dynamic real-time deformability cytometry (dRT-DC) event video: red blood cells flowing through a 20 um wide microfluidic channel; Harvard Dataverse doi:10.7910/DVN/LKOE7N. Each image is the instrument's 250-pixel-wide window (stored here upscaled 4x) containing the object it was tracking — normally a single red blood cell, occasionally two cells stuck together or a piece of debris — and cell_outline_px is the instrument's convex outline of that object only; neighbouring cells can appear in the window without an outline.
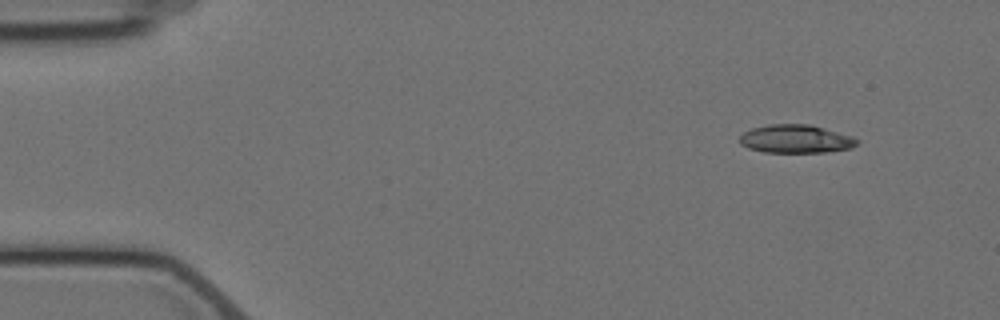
{"species": "Egyptian fruit bat (a non-hibernating species)", "species_latin": "Rousettus aegyptiacus", "temperature_condition": "cold", "stored_images_in_passage": 4, "camera_frame_rate_fps": 3000, "um_per_image_px": 0.085, "animal": {"sex": "female"}, "frame": {"image": 1, "passage_image": 1, "time_ms": 0.0, "image_size_px": [1000, 320], "cell_outline_px": [[860, 140], [852, 148], [824, 152], [764, 152], [748, 148], [740, 144], [740, 136], [744, 132], [752, 128], [768, 124], [808, 124], [852, 136]], "centroid_in_image_um": [67.62, 11.81], "position_along_channel_um": 17.4, "area_um2": 19.25}}
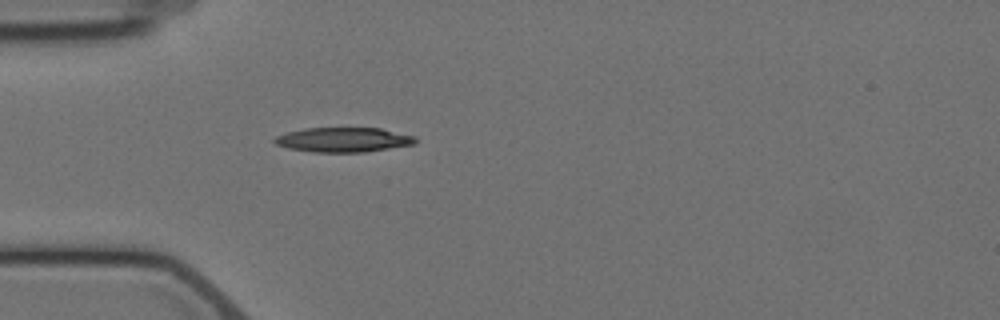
{"frame": {"image": 2, "passage_image": 4, "time_ms": 3.667, "image_size_px": [1000, 320], "cell_outline_px": [[416, 144], [364, 152], [312, 152], [288, 148], [276, 144], [272, 140], [276, 136], [288, 132], [304, 128], [380, 128], [416, 136]], "centroid_in_image_um": [29.2, 11.88], "position_along_channel_um": 55.8, "area_um2": 20.23}}